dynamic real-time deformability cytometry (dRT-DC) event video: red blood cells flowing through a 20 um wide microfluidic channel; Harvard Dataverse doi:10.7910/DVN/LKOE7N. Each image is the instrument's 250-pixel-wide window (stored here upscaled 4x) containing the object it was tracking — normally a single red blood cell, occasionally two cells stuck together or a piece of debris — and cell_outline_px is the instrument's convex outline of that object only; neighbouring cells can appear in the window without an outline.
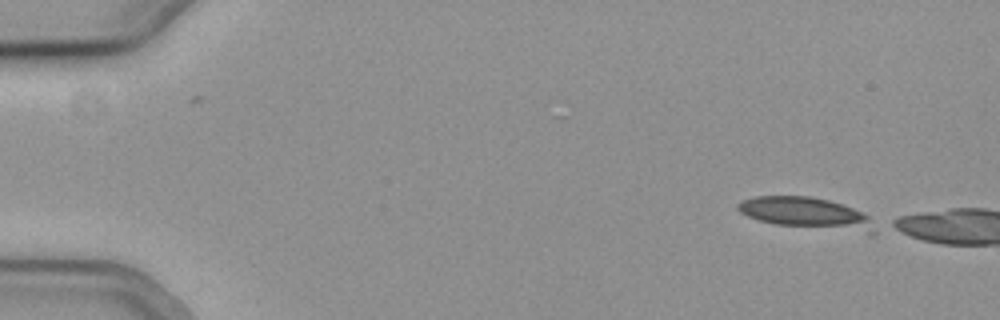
{"species": "common noctule bat (a hibernating species)", "species_latin": "Nyctalus noctula", "temperature_condition": "cold", "stored_images_in_passage": 7, "camera_frame_rate_fps": 3000, "um_per_image_px": 0.085, "animal": {"sex": "female", "body_mass_g": 19.3, "forearm_length_mm": 54.1}, "frame": {"image": 1, "passage_image": 1, "time_ms": 0.0, "image_size_px": [1000, 320], "cell_outline_px": [[876, 232], [872, 236], [776, 224], [760, 220], [748, 216], [740, 212], [736, 208], [736, 204], [740, 200], [756, 196], [808, 196], [828, 200], [852, 208], [868, 216]], "centroid_in_image_um": [68.59, 18.17], "position_along_channel_um": 16.4, "area_um2": 25.49}}